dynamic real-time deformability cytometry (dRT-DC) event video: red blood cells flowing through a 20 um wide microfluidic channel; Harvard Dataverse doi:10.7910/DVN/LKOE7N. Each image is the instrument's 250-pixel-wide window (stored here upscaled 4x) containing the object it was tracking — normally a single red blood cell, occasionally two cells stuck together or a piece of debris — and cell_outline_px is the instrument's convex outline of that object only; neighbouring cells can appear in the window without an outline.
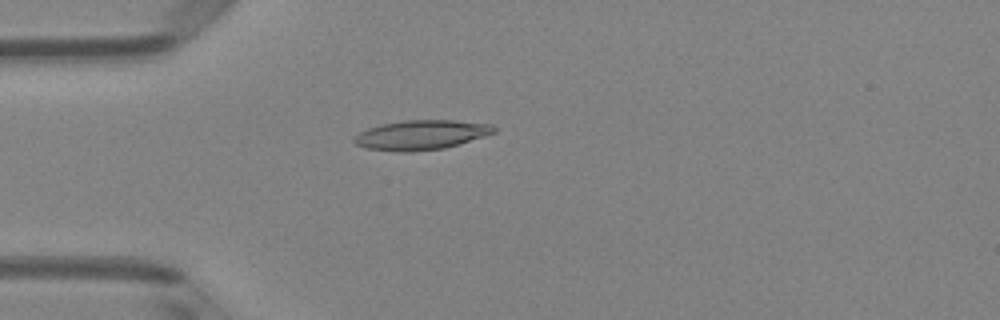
{"species": "Egyptian fruit bat (a non-hibernating species)", "species_latin": "Rousettus aegyptiacus", "temperature_condition": "room temperature", "stored_images_in_passage": 42, "camera_frame_rate_fps": 3000, "um_per_image_px": 0.085, "animal": {"sex": "female"}, "frame": {"image": 1, "passage_image": 5, "time_ms": 1.333, "image_size_px": [1000, 320], "cell_outline_px": [[496, 132], [460, 144], [444, 148], [408, 152], [396, 152], [364, 148], [356, 144], [352, 140], [360, 132], [368, 128], [380, 124], [404, 120], [452, 120], [492, 124], [496, 128]], "centroid_in_image_um": [35.79, 11.47], "position_along_channel_um": 49.2, "area_um2": 24.22}}
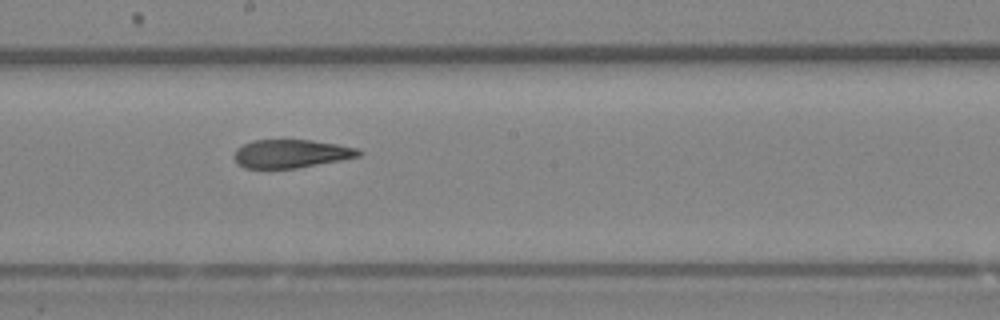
{"frame": {"image": 2, "passage_image": 19, "time_ms": 6.0, "image_size_px": [1000, 320], "cell_outline_px": [[364, 152], [360, 156], [340, 160], [296, 168], [244, 168], [232, 156], [236, 148], [252, 140], [312, 140], [360, 148]], "centroid_in_image_um": [24.76, 13.05], "position_along_channel_um": 223.4, "area_um2": 20.58}}
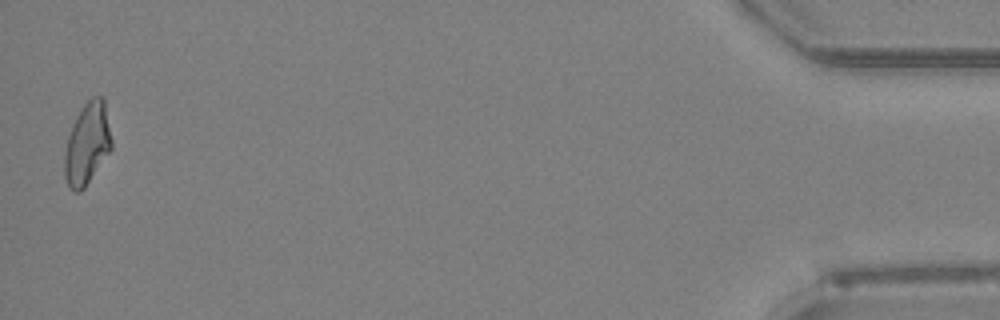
{"frame": {"image": 3, "passage_image": 41, "time_ms": 13.333, "image_size_px": [1000, 320], "cell_outline_px": [[112, 148], [84, 188], [80, 192], [72, 192], [68, 188], [64, 176], [64, 156], [68, 136], [72, 124], [80, 108], [92, 96], [104, 96], [112, 140]], "centroid_in_image_um": [7.4, 12.21], "position_along_channel_um": 427.8, "area_um2": 22.66}, "authors_computed_cell_mechanics": {"area_um2": 22.253, "velocity_mm_per_s": 4.0173, "shape_relaxation_time_tau1_ms": 6.2483, "shape_relaxation_time_tau2_ms": 2.7025, "deformation_change_tau1": 0.2039, "deformation_change_tau2": 0.1294}}